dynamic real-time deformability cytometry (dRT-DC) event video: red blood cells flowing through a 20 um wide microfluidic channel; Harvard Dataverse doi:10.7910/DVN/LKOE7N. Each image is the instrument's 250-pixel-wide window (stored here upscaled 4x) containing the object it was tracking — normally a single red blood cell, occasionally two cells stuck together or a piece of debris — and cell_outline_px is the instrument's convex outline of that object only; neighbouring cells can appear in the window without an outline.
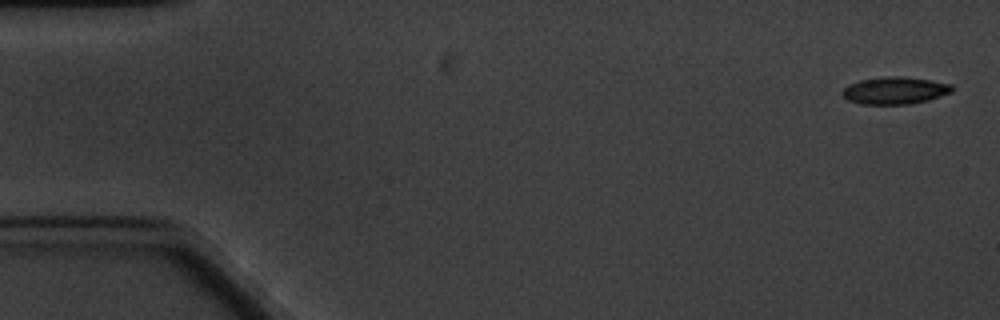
{"species": "common noctule bat (a hibernating species)", "species_latin": "Nyctalus noctula", "temperature_condition": "cold", "stored_images_in_passage": 6, "camera_frame_rate_fps": 3000, "um_per_image_px": 0.085, "animal": {"sex": "male", "body_mass_g": 20.1, "forearm_length_mm": 53.5}, "frame": {"image": 1, "passage_image": 1, "time_ms": 0.0, "image_size_px": [1000, 320], "cell_outline_px": [[952, 92], [928, 100], [908, 104], [860, 104], [848, 100], [840, 92], [848, 84], [860, 80], [884, 76], [904, 76], [952, 84]], "centroid_in_image_um": [76.03, 7.69], "position_along_channel_um": 9.0, "area_um2": 17.4}}
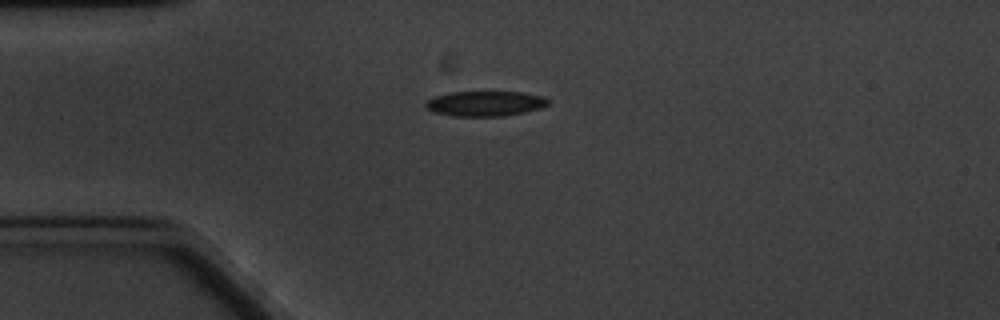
{"frame": {"image": 2, "passage_image": 5, "time_ms": 4.333, "image_size_px": [1000, 320], "cell_outline_px": [[552, 100], [548, 104], [540, 108], [524, 112], [504, 116], [452, 116], [432, 112], [424, 108], [424, 104], [428, 100], [436, 96], [452, 92], [524, 92], [544, 96]], "centroid_in_image_um": [41.25, 8.8], "position_along_channel_um": 43.7, "area_um2": 18.09}}